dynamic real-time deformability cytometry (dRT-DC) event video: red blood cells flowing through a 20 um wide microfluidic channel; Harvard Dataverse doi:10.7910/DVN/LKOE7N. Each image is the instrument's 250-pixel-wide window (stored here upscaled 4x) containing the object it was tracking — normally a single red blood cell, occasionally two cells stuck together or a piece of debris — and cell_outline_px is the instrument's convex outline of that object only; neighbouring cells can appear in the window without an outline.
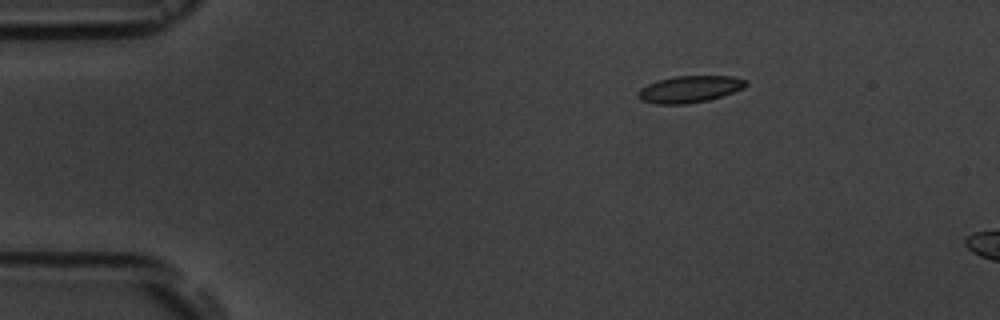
{"species": "common noctule bat (a hibernating species)", "species_latin": "Nyctalus noctula", "temperature_condition": "room temperature", "stored_images_in_passage": 3, "camera_frame_rate_fps": 3000, "um_per_image_px": 0.085, "animal": {"sex": "male", "body_mass_g": 19.5, "forearm_length_mm": 54.6}, "frame": {"image": 1, "passage_image": 1, "time_ms": 0.0, "image_size_px": [1000, 320], "cell_outline_px": [[748, 84], [744, 88], [708, 100], [688, 104], [656, 104], [640, 100], [636, 96], [636, 92], [640, 88], [656, 80], [672, 76], [732, 76], [748, 80]], "centroid_in_image_um": [58.57, 7.57], "position_along_channel_um": 26.4, "area_um2": 17.05}}